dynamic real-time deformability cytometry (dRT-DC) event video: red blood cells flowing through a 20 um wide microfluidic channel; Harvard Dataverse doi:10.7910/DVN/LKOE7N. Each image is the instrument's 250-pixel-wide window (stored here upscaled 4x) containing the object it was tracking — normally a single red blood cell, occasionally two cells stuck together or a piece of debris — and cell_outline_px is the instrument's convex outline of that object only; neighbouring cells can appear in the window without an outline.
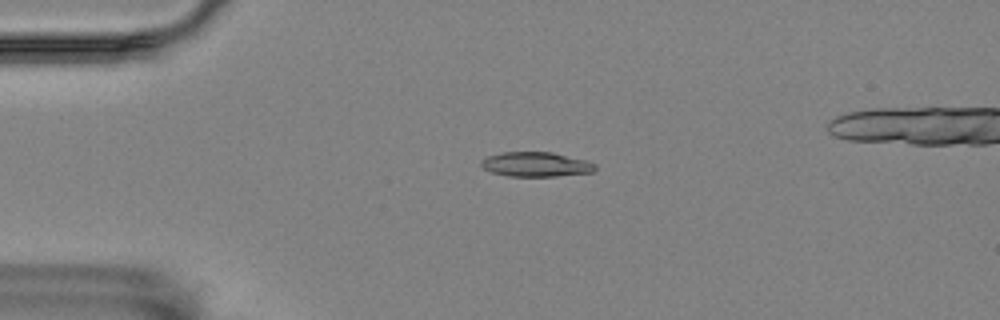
{"species": "Egyptian fruit bat (a non-hibernating species)", "species_latin": "Rousettus aegyptiacus", "temperature_condition": "room temperature", "stored_images_in_passage": 56, "camera_frame_rate_fps": 3000, "um_per_image_px": 0.085, "animal": {"sex": "female"}, "frame": {"image": 1, "passage_image": 14, "time_ms": 4.333, "image_size_px": [1000, 320], "cell_outline_px": [[596, 168], [592, 172], [556, 176], [508, 176], [492, 172], [484, 168], [480, 164], [480, 160], [488, 156], [500, 152], [552, 152], [588, 160], [596, 164]], "centroid_in_image_um": [45.56, 13.96], "position_along_channel_um": 39.4, "area_um2": 16.42}}
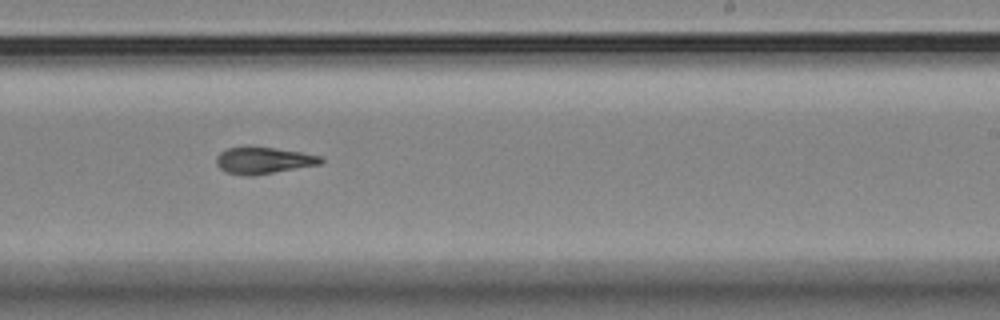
{"frame": {"image": 2, "passage_image": 36, "time_ms": 11.667, "image_size_px": [1000, 320], "cell_outline_px": [[324, 160], [320, 164], [252, 176], [244, 176], [228, 172], [220, 168], [216, 164], [216, 156], [220, 152], [228, 148], [276, 148], [300, 152], [320, 156]], "centroid_in_image_um": [22.38, 13.65], "position_along_channel_um": 266.6, "area_um2": 15.84}}
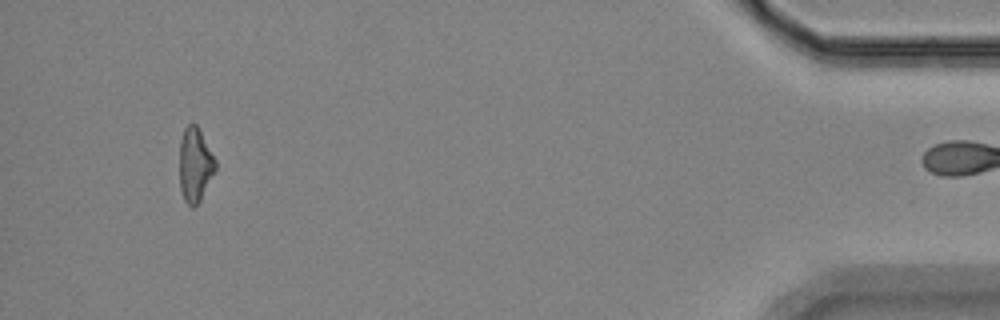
{"frame": {"image": 3, "passage_image": 55, "time_ms": 18.0, "image_size_px": [1000, 320], "cell_outline_px": [[216, 168], [200, 200], [192, 208], [184, 200], [180, 188], [180, 140], [184, 128], [188, 124], [196, 124], [216, 160]], "centroid_in_image_um": [16.57, 14.0], "position_along_channel_um": 418.6, "area_um2": 15.26}}